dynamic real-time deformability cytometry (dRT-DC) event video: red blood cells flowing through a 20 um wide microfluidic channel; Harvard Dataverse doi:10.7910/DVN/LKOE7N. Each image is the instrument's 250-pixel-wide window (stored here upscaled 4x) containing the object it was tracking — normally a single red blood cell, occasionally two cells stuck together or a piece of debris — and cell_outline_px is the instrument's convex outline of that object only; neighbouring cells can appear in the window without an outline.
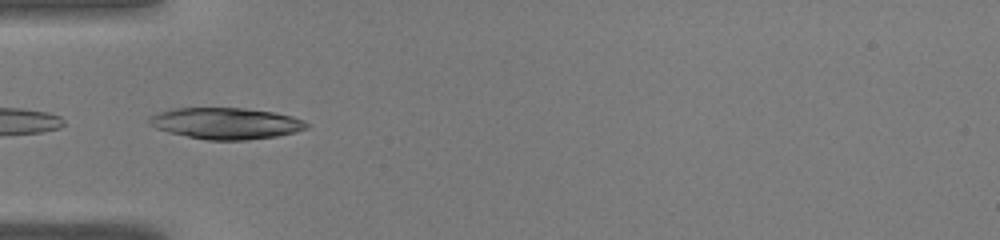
{"species": "common noctule bat (a hibernating species)", "species_latin": "Nyctalus noctula", "temperature_condition": "warm", "stored_images_in_passage": 37, "camera_frame_rate_fps": 3000, "um_per_image_px": 0.085, "animal": {"sex": "male", "body_mass_g": 19.0, "forearm_length_mm": 50.8}, "frame": {"image": 1, "passage_image": 16, "time_ms": 5.0, "image_size_px": [1000, 240], "cell_outline_px": [[308, 128], [276, 136], [248, 140], [208, 140], [168, 132], [156, 128], [148, 124], [148, 116], [160, 112], [176, 108], [244, 108], [276, 112], [292, 116], [304, 120], [308, 124]], "centroid_in_image_um": [19.2, 10.48], "position_along_channel_um": 65.8, "area_um2": 28.73}}
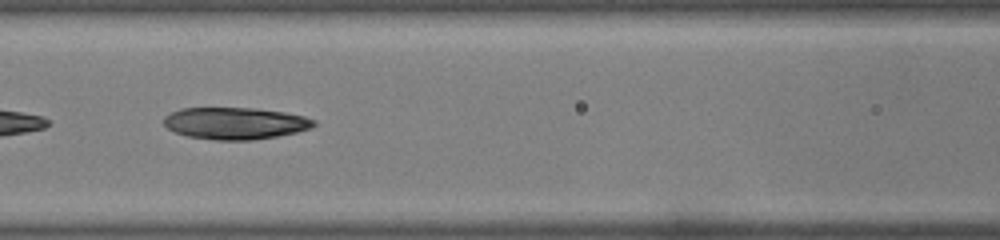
{"frame": {"image": 2, "passage_image": 22, "time_ms": 7.0, "image_size_px": [1000, 240], "cell_outline_px": [[316, 124], [312, 128], [296, 132], [276, 136], [252, 140], [216, 140], [188, 136], [176, 132], [168, 128], [164, 124], [164, 116], [180, 108], [256, 108], [284, 112], [304, 116], [316, 120]], "centroid_in_image_um": [20.01, 10.47], "position_along_channel_um": 146.6, "area_um2": 27.86}}